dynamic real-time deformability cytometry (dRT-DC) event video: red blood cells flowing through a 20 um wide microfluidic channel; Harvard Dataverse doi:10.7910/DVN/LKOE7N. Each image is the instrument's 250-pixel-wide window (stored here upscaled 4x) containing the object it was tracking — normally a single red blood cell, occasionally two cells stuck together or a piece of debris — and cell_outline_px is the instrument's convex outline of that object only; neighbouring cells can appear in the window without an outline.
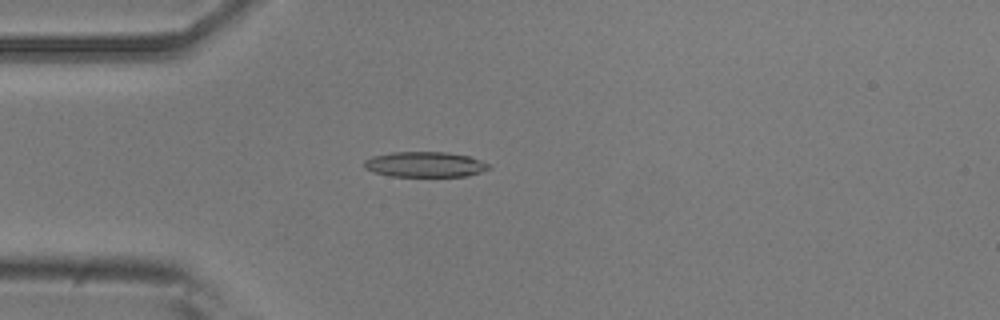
{"species": "common noctule bat (a hibernating species)", "species_latin": "Nyctalus noctula", "temperature_condition": "room temperature", "stored_images_in_passage": 51, "camera_frame_rate_fps": 3000, "um_per_image_px": 0.085, "animal": {"sex": "male", "body_mass_g": 20.5, "forearm_length_mm": 52.5}, "frame": {"image": 1, "passage_image": 13, "time_ms": 4.0, "image_size_px": [1000, 320], "cell_outline_px": [[492, 168], [468, 176], [392, 176], [372, 172], [364, 168], [364, 160], [372, 156], [392, 152], [448, 152], [468, 156], [480, 160], [488, 164]], "centroid_in_image_um": [36.1, 13.97], "position_along_channel_um": 48.9, "area_um2": 18.44}}
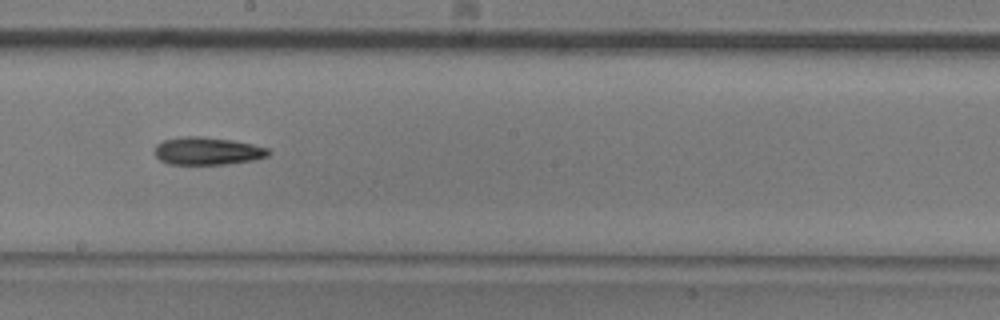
{"frame": {"image": 2, "passage_image": 28, "time_ms": 9.0, "image_size_px": [1000, 320], "cell_outline_px": [[272, 152], [268, 156], [252, 160], [224, 164], [168, 164], [160, 160], [156, 156], [156, 144], [164, 140], [180, 136], [200, 136], [228, 140], [252, 144], [268, 148]], "centroid_in_image_um": [17.62, 12.83], "position_along_channel_um": 230.6, "area_um2": 18.21}}
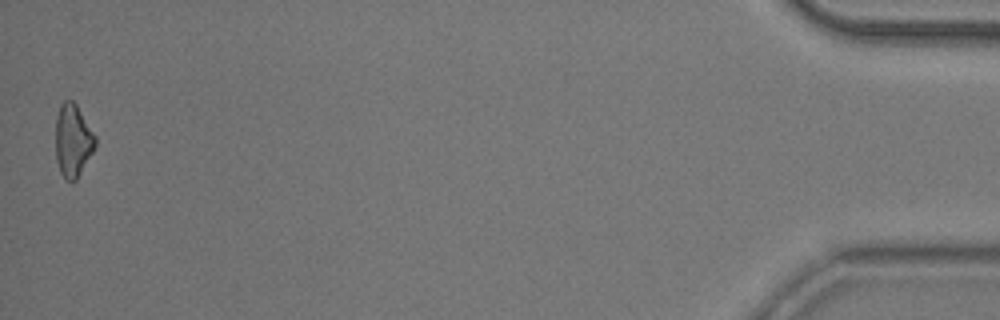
{"frame": {"image": 3, "passage_image": 51, "time_ms": 16.667, "image_size_px": [1000, 320], "cell_outline_px": [[96, 144], [92, 152], [76, 180], [64, 180], [60, 172], [56, 160], [56, 116], [60, 104], [64, 100], [72, 100], [76, 104], [96, 136]], "centroid_in_image_um": [6.18, 11.93], "position_along_channel_um": 429.0, "area_um2": 16.76}, "authors_computed_cell_mechanics": {"area_um2": 17.8024, "velocity_mm_per_s": 3.836, "shape_relaxation_time_tau1_ms": 11.3106, "shape_relaxation_time_tau2_ms": null, "deformation_change_tau1": 0.2263, "deformation_change_tau2": null}}